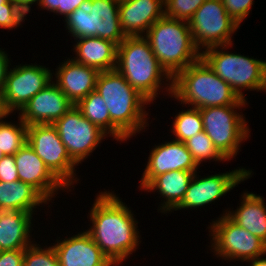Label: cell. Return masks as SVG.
I'll use <instances>...</instances> for the list:
<instances>
[{"mask_svg":"<svg viewBox=\"0 0 266 266\" xmlns=\"http://www.w3.org/2000/svg\"><path fill=\"white\" fill-rule=\"evenodd\" d=\"M73 106L74 104L52 80L29 100L19 112V116L27 126L54 124Z\"/></svg>","mask_w":266,"mask_h":266,"instance_id":"cell-16","label":"cell"},{"mask_svg":"<svg viewBox=\"0 0 266 266\" xmlns=\"http://www.w3.org/2000/svg\"><path fill=\"white\" fill-rule=\"evenodd\" d=\"M33 215L19 210L0 211V251L24 250L35 242L31 237Z\"/></svg>","mask_w":266,"mask_h":266,"instance_id":"cell-21","label":"cell"},{"mask_svg":"<svg viewBox=\"0 0 266 266\" xmlns=\"http://www.w3.org/2000/svg\"><path fill=\"white\" fill-rule=\"evenodd\" d=\"M96 91L106 103L112 121V137L117 142H127L149 126L146 105L151 103L116 69L99 73Z\"/></svg>","mask_w":266,"mask_h":266,"instance_id":"cell-2","label":"cell"},{"mask_svg":"<svg viewBox=\"0 0 266 266\" xmlns=\"http://www.w3.org/2000/svg\"><path fill=\"white\" fill-rule=\"evenodd\" d=\"M197 173L199 172L194 173L181 203L173 211L199 207L201 209L222 196H226L229 191L253 175L252 170L243 167L229 170L226 173L203 176L201 179Z\"/></svg>","mask_w":266,"mask_h":266,"instance_id":"cell-14","label":"cell"},{"mask_svg":"<svg viewBox=\"0 0 266 266\" xmlns=\"http://www.w3.org/2000/svg\"><path fill=\"white\" fill-rule=\"evenodd\" d=\"M188 108L225 105H248L231 86L215 74L202 60L180 71L172 79V96Z\"/></svg>","mask_w":266,"mask_h":266,"instance_id":"cell-4","label":"cell"},{"mask_svg":"<svg viewBox=\"0 0 266 266\" xmlns=\"http://www.w3.org/2000/svg\"><path fill=\"white\" fill-rule=\"evenodd\" d=\"M236 210H226V214L238 226L266 243V203L264 197L252 192L243 191Z\"/></svg>","mask_w":266,"mask_h":266,"instance_id":"cell-23","label":"cell"},{"mask_svg":"<svg viewBox=\"0 0 266 266\" xmlns=\"http://www.w3.org/2000/svg\"><path fill=\"white\" fill-rule=\"evenodd\" d=\"M232 45L207 48L201 52V59L231 86L240 99L247 101L242 92L244 89L266 93V60L229 52L227 49Z\"/></svg>","mask_w":266,"mask_h":266,"instance_id":"cell-6","label":"cell"},{"mask_svg":"<svg viewBox=\"0 0 266 266\" xmlns=\"http://www.w3.org/2000/svg\"><path fill=\"white\" fill-rule=\"evenodd\" d=\"M55 70V73H52L55 76L54 82L74 105L96 90V81L100 72L95 68L68 58Z\"/></svg>","mask_w":266,"mask_h":266,"instance_id":"cell-20","label":"cell"},{"mask_svg":"<svg viewBox=\"0 0 266 266\" xmlns=\"http://www.w3.org/2000/svg\"><path fill=\"white\" fill-rule=\"evenodd\" d=\"M229 16L239 25L250 14L254 0H222Z\"/></svg>","mask_w":266,"mask_h":266,"instance_id":"cell-33","label":"cell"},{"mask_svg":"<svg viewBox=\"0 0 266 266\" xmlns=\"http://www.w3.org/2000/svg\"><path fill=\"white\" fill-rule=\"evenodd\" d=\"M49 203L36 188L28 183L21 180L0 181V211L19 210L33 214L38 206Z\"/></svg>","mask_w":266,"mask_h":266,"instance_id":"cell-25","label":"cell"},{"mask_svg":"<svg viewBox=\"0 0 266 266\" xmlns=\"http://www.w3.org/2000/svg\"><path fill=\"white\" fill-rule=\"evenodd\" d=\"M90 208L86 231L109 260L119 266L139 248L138 221L113 191H101Z\"/></svg>","mask_w":266,"mask_h":266,"instance_id":"cell-1","label":"cell"},{"mask_svg":"<svg viewBox=\"0 0 266 266\" xmlns=\"http://www.w3.org/2000/svg\"><path fill=\"white\" fill-rule=\"evenodd\" d=\"M209 229L210 250L223 260L246 262L266 254V243L238 226L226 214L212 220Z\"/></svg>","mask_w":266,"mask_h":266,"instance_id":"cell-9","label":"cell"},{"mask_svg":"<svg viewBox=\"0 0 266 266\" xmlns=\"http://www.w3.org/2000/svg\"><path fill=\"white\" fill-rule=\"evenodd\" d=\"M8 54L4 49L0 48V94L2 95L4 87H5V80L6 75L11 66V61L8 58ZM10 64V65H9Z\"/></svg>","mask_w":266,"mask_h":266,"instance_id":"cell-36","label":"cell"},{"mask_svg":"<svg viewBox=\"0 0 266 266\" xmlns=\"http://www.w3.org/2000/svg\"><path fill=\"white\" fill-rule=\"evenodd\" d=\"M72 59L77 63L97 69L111 71L117 65V45L99 37H84L74 40Z\"/></svg>","mask_w":266,"mask_h":266,"instance_id":"cell-22","label":"cell"},{"mask_svg":"<svg viewBox=\"0 0 266 266\" xmlns=\"http://www.w3.org/2000/svg\"><path fill=\"white\" fill-rule=\"evenodd\" d=\"M246 262L251 263L249 266H266V254Z\"/></svg>","mask_w":266,"mask_h":266,"instance_id":"cell-40","label":"cell"},{"mask_svg":"<svg viewBox=\"0 0 266 266\" xmlns=\"http://www.w3.org/2000/svg\"><path fill=\"white\" fill-rule=\"evenodd\" d=\"M23 266H60V264L51 244L43 248L35 241L24 249Z\"/></svg>","mask_w":266,"mask_h":266,"instance_id":"cell-30","label":"cell"},{"mask_svg":"<svg viewBox=\"0 0 266 266\" xmlns=\"http://www.w3.org/2000/svg\"><path fill=\"white\" fill-rule=\"evenodd\" d=\"M9 67L2 93V105L7 114L21 111L29 100L43 90L54 78L46 66L31 64Z\"/></svg>","mask_w":266,"mask_h":266,"instance_id":"cell-12","label":"cell"},{"mask_svg":"<svg viewBox=\"0 0 266 266\" xmlns=\"http://www.w3.org/2000/svg\"><path fill=\"white\" fill-rule=\"evenodd\" d=\"M64 22L74 40L99 37L118 46L126 38L120 26L116 0H86Z\"/></svg>","mask_w":266,"mask_h":266,"instance_id":"cell-7","label":"cell"},{"mask_svg":"<svg viewBox=\"0 0 266 266\" xmlns=\"http://www.w3.org/2000/svg\"><path fill=\"white\" fill-rule=\"evenodd\" d=\"M82 115L112 137V121L105 101L100 94L93 90L75 105Z\"/></svg>","mask_w":266,"mask_h":266,"instance_id":"cell-26","label":"cell"},{"mask_svg":"<svg viewBox=\"0 0 266 266\" xmlns=\"http://www.w3.org/2000/svg\"><path fill=\"white\" fill-rule=\"evenodd\" d=\"M198 167L184 142L174 139L162 142L150 151L139 188L143 190L155 177L166 172L183 170L195 173Z\"/></svg>","mask_w":266,"mask_h":266,"instance_id":"cell-15","label":"cell"},{"mask_svg":"<svg viewBox=\"0 0 266 266\" xmlns=\"http://www.w3.org/2000/svg\"><path fill=\"white\" fill-rule=\"evenodd\" d=\"M52 246L60 266H117L109 260L86 230L65 239H56Z\"/></svg>","mask_w":266,"mask_h":266,"instance_id":"cell-18","label":"cell"},{"mask_svg":"<svg viewBox=\"0 0 266 266\" xmlns=\"http://www.w3.org/2000/svg\"><path fill=\"white\" fill-rule=\"evenodd\" d=\"M26 14L11 0H0V28L13 30L25 21Z\"/></svg>","mask_w":266,"mask_h":266,"instance_id":"cell-32","label":"cell"},{"mask_svg":"<svg viewBox=\"0 0 266 266\" xmlns=\"http://www.w3.org/2000/svg\"><path fill=\"white\" fill-rule=\"evenodd\" d=\"M193 175L194 172L183 170L166 172L155 177L143 191H157L160 197H162L158 211L163 214L173 212L181 203Z\"/></svg>","mask_w":266,"mask_h":266,"instance_id":"cell-24","label":"cell"},{"mask_svg":"<svg viewBox=\"0 0 266 266\" xmlns=\"http://www.w3.org/2000/svg\"><path fill=\"white\" fill-rule=\"evenodd\" d=\"M53 125L70 158L77 165L84 162L108 136L85 118L75 105Z\"/></svg>","mask_w":266,"mask_h":266,"instance_id":"cell-13","label":"cell"},{"mask_svg":"<svg viewBox=\"0 0 266 266\" xmlns=\"http://www.w3.org/2000/svg\"><path fill=\"white\" fill-rule=\"evenodd\" d=\"M3 156H4V155L0 152V160L3 158Z\"/></svg>","mask_w":266,"mask_h":266,"instance_id":"cell-42","label":"cell"},{"mask_svg":"<svg viewBox=\"0 0 266 266\" xmlns=\"http://www.w3.org/2000/svg\"><path fill=\"white\" fill-rule=\"evenodd\" d=\"M7 113L5 112L3 105H2V95L0 94V118L5 116Z\"/></svg>","mask_w":266,"mask_h":266,"instance_id":"cell-41","label":"cell"},{"mask_svg":"<svg viewBox=\"0 0 266 266\" xmlns=\"http://www.w3.org/2000/svg\"><path fill=\"white\" fill-rule=\"evenodd\" d=\"M246 105H225L200 108L203 130L218 151L231 161L250 135L247 119L240 108ZM238 109V110H237ZM239 113H238V112Z\"/></svg>","mask_w":266,"mask_h":266,"instance_id":"cell-8","label":"cell"},{"mask_svg":"<svg viewBox=\"0 0 266 266\" xmlns=\"http://www.w3.org/2000/svg\"><path fill=\"white\" fill-rule=\"evenodd\" d=\"M115 69L151 104L159 98L161 89L172 96V78L160 66L144 36H126L118 45Z\"/></svg>","mask_w":266,"mask_h":266,"instance_id":"cell-3","label":"cell"},{"mask_svg":"<svg viewBox=\"0 0 266 266\" xmlns=\"http://www.w3.org/2000/svg\"><path fill=\"white\" fill-rule=\"evenodd\" d=\"M24 250L0 251V266H23Z\"/></svg>","mask_w":266,"mask_h":266,"instance_id":"cell-35","label":"cell"},{"mask_svg":"<svg viewBox=\"0 0 266 266\" xmlns=\"http://www.w3.org/2000/svg\"><path fill=\"white\" fill-rule=\"evenodd\" d=\"M196 47L203 50L233 44L240 26L229 16L222 0H206L188 21Z\"/></svg>","mask_w":266,"mask_h":266,"instance_id":"cell-11","label":"cell"},{"mask_svg":"<svg viewBox=\"0 0 266 266\" xmlns=\"http://www.w3.org/2000/svg\"><path fill=\"white\" fill-rule=\"evenodd\" d=\"M171 133L175 136L174 140L185 142L189 138L203 131V122L199 108L190 107L189 109L178 112L174 117L171 126Z\"/></svg>","mask_w":266,"mask_h":266,"instance_id":"cell-28","label":"cell"},{"mask_svg":"<svg viewBox=\"0 0 266 266\" xmlns=\"http://www.w3.org/2000/svg\"><path fill=\"white\" fill-rule=\"evenodd\" d=\"M188 151L192 154L197 165L207 160L228 161L214 146L212 140L204 132V130L184 142Z\"/></svg>","mask_w":266,"mask_h":266,"instance_id":"cell-29","label":"cell"},{"mask_svg":"<svg viewBox=\"0 0 266 266\" xmlns=\"http://www.w3.org/2000/svg\"><path fill=\"white\" fill-rule=\"evenodd\" d=\"M38 6L42 10L54 13L59 7H61V0H39Z\"/></svg>","mask_w":266,"mask_h":266,"instance_id":"cell-38","label":"cell"},{"mask_svg":"<svg viewBox=\"0 0 266 266\" xmlns=\"http://www.w3.org/2000/svg\"><path fill=\"white\" fill-rule=\"evenodd\" d=\"M18 180V169L14 155H4L0 160V181L13 182Z\"/></svg>","mask_w":266,"mask_h":266,"instance_id":"cell-34","label":"cell"},{"mask_svg":"<svg viewBox=\"0 0 266 266\" xmlns=\"http://www.w3.org/2000/svg\"><path fill=\"white\" fill-rule=\"evenodd\" d=\"M14 159L19 180L32 185L49 202L57 196L59 190L67 189V192H71L27 143L14 155Z\"/></svg>","mask_w":266,"mask_h":266,"instance_id":"cell-17","label":"cell"},{"mask_svg":"<svg viewBox=\"0 0 266 266\" xmlns=\"http://www.w3.org/2000/svg\"><path fill=\"white\" fill-rule=\"evenodd\" d=\"M14 2L26 15L30 13L33 4H39V0H11Z\"/></svg>","mask_w":266,"mask_h":266,"instance_id":"cell-39","label":"cell"},{"mask_svg":"<svg viewBox=\"0 0 266 266\" xmlns=\"http://www.w3.org/2000/svg\"><path fill=\"white\" fill-rule=\"evenodd\" d=\"M27 144L69 190L79 183L75 170L78 165L70 158L53 124L29 125Z\"/></svg>","mask_w":266,"mask_h":266,"instance_id":"cell-10","label":"cell"},{"mask_svg":"<svg viewBox=\"0 0 266 266\" xmlns=\"http://www.w3.org/2000/svg\"><path fill=\"white\" fill-rule=\"evenodd\" d=\"M144 37L158 59L160 66L173 79L180 71L201 59L187 21L163 16Z\"/></svg>","mask_w":266,"mask_h":266,"instance_id":"cell-5","label":"cell"},{"mask_svg":"<svg viewBox=\"0 0 266 266\" xmlns=\"http://www.w3.org/2000/svg\"><path fill=\"white\" fill-rule=\"evenodd\" d=\"M165 15L164 0H126L119 2V20L125 36H144Z\"/></svg>","mask_w":266,"mask_h":266,"instance_id":"cell-19","label":"cell"},{"mask_svg":"<svg viewBox=\"0 0 266 266\" xmlns=\"http://www.w3.org/2000/svg\"><path fill=\"white\" fill-rule=\"evenodd\" d=\"M206 0H164L165 16L189 21Z\"/></svg>","mask_w":266,"mask_h":266,"instance_id":"cell-31","label":"cell"},{"mask_svg":"<svg viewBox=\"0 0 266 266\" xmlns=\"http://www.w3.org/2000/svg\"><path fill=\"white\" fill-rule=\"evenodd\" d=\"M10 114L0 118V152L3 155H15L27 143V125L18 115V122H8L4 119Z\"/></svg>","mask_w":266,"mask_h":266,"instance_id":"cell-27","label":"cell"},{"mask_svg":"<svg viewBox=\"0 0 266 266\" xmlns=\"http://www.w3.org/2000/svg\"><path fill=\"white\" fill-rule=\"evenodd\" d=\"M86 0H61V7L54 13L56 15H63L66 19L72 12H74Z\"/></svg>","mask_w":266,"mask_h":266,"instance_id":"cell-37","label":"cell"}]
</instances>
